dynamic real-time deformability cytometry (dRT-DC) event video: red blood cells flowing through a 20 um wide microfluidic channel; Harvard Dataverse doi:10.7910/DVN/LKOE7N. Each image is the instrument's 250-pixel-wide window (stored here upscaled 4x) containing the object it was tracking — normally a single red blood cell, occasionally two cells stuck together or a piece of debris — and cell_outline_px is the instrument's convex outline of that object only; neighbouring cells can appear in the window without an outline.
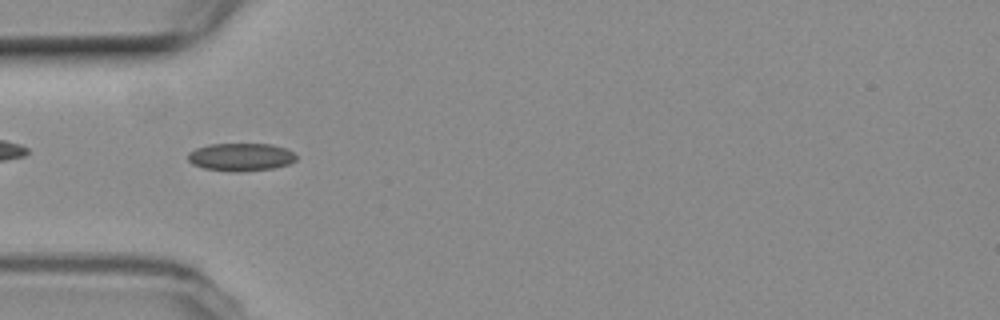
{"species": "common noctule bat (a hibernating species)", "species_latin": "Nyctalus noctula", "temperature_condition": "room temperature", "stored_images_in_passage": 41, "camera_frame_rate_fps": 3000, "um_per_image_px": 0.085, "animal": {"sex": "female", "body_mass_g": 19.3, "forearm_length_mm": 54.1}, "frame": {"image": 1, "passage_image": 3, "time_ms": 0.667, "image_size_px": [1000, 320], "cell_outline_px": [[296, 160], [288, 164], [272, 168], [240, 172], [232, 172], [204, 168], [192, 164], [188, 160], [188, 152], [196, 148], [208, 144], [272, 144], [284, 148], [292, 152], [296, 156]], "centroid_in_image_um": [20.43, 13.35], "position_along_channel_um": 64.6, "area_um2": 17.57}}
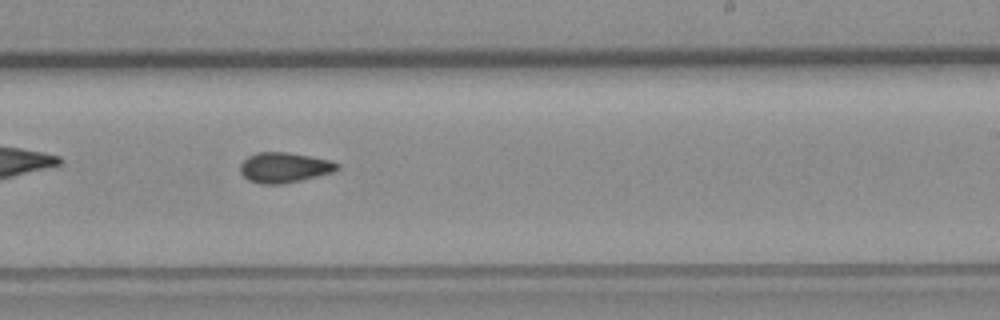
{"frame": {"image": 2, "passage_image": 19, "time_ms": 6.0, "image_size_px": [1000, 320], "cell_outline_px": [[340, 168], [336, 172], [300, 180], [280, 184], [260, 184], [248, 180], [240, 172], [240, 164], [248, 156], [256, 152], [288, 152], [332, 160], [340, 164]], "centroid_in_image_um": [24.2, 14.23], "position_along_channel_um": 264.8, "area_um2": 17.28}}
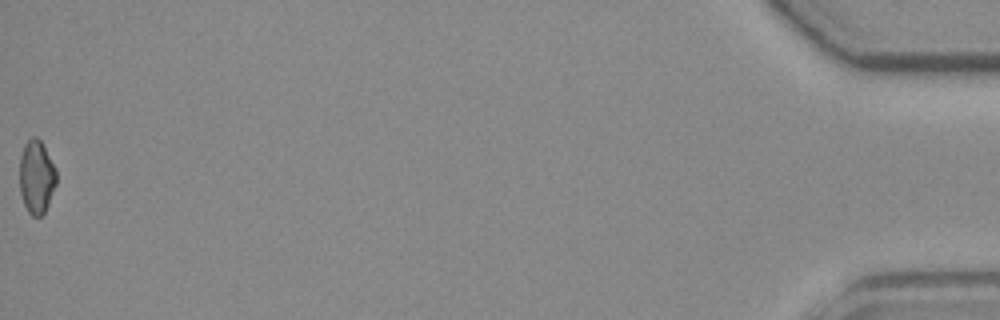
{"frame": {"image": 3, "passage_image": 41, "time_ms": 13.333, "image_size_px": [1000, 320], "cell_outline_px": [[56, 184], [48, 204], [44, 212], [40, 216], [32, 216], [28, 212], [24, 204], [20, 192], [20, 156], [24, 144], [32, 136], [36, 136], [40, 140], [56, 168]], "centroid_in_image_um": [3.09, 15.02], "position_along_channel_um": 432.1, "area_um2": 15.66}, "authors_computed_cell_mechanics": {"area_um2": 16.7042, "velocity_mm_per_s": 3.7551, "shape_relaxation_time_tau1_ms": null, "shape_relaxation_time_tau2_ms": 3.2441, "deformation_change_tau1": null, "deformation_change_tau2": 0.0737}}